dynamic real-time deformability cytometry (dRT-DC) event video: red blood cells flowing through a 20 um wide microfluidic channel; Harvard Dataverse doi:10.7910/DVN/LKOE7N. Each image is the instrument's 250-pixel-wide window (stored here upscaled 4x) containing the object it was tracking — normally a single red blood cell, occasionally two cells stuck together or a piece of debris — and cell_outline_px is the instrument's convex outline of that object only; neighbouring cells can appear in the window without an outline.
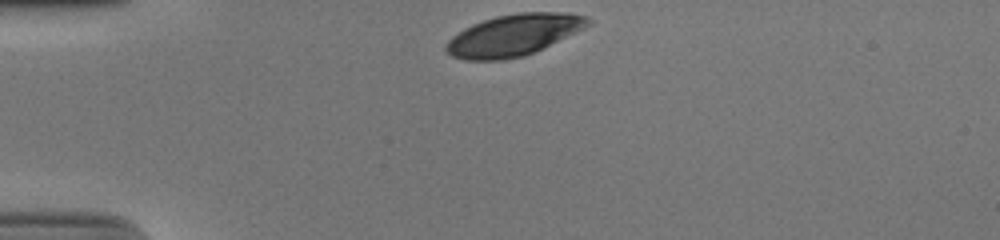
{"species": "human", "species_latin": "Homo sapiens", "temperature_condition": "cold", "stored_images_in_passage": 32, "camera_frame_rate_fps": 3000, "um_per_image_px": 0.085, "donor": {"sex": "male"}, "frame": {"image": 1, "passage_image": 1, "time_ms": 0.0, "image_size_px": [1000, 240], "cell_outline_px": [[592, 24], [584, 28], [524, 56], [504, 60], [464, 60], [452, 56], [444, 48], [444, 44], [452, 36], [464, 28], [472, 24], [496, 16], [520, 12], [568, 12], [588, 16], [592, 20]], "centroid_in_image_um": [43.65, 2.97], "position_along_channel_um": 41.3, "area_um2": 34.28}}
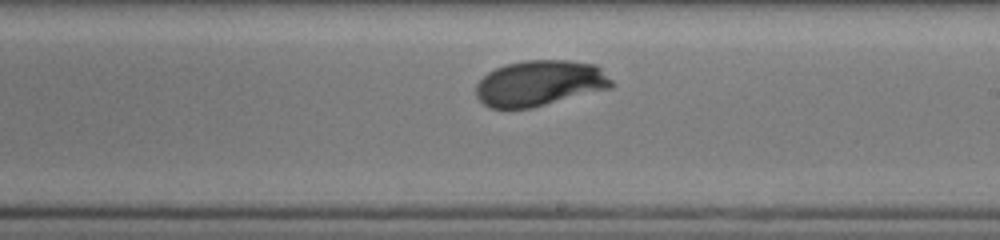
{"frame": {"image": 2, "passage_image": 20, "time_ms": 6.333, "image_size_px": [1000, 240], "cell_outline_px": [[616, 84], [612, 88], [532, 108], [488, 108], [476, 96], [476, 84], [488, 72], [504, 64], [524, 60], [568, 60], [596, 64]], "centroid_in_image_um": [45.9, 7.07], "position_along_channel_um": 243.1, "area_um2": 36.41}}
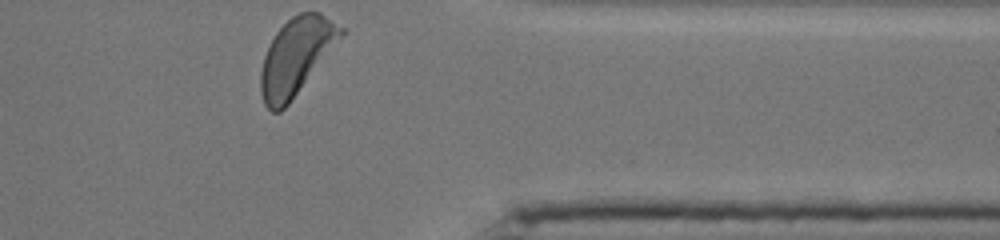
{"frame": {"image": 3, "passage_image": 32, "time_ms": 10.333, "image_size_px": [1000, 240], "cell_outline_px": [[348, 28], [288, 104], [280, 112], [272, 112], [264, 104], [260, 92], [260, 72], [264, 56], [276, 32], [292, 16], [300, 12], [320, 12]], "centroid_in_image_um": [25.17, 4.77], "position_along_channel_um": 386.2, "area_um2": 35.37}, "authors_computed_cell_mechanics": {"area_um2": 35.7204, "velocity_mm_per_s": 3.8002, "shape_relaxation_time_tau1_ms": 2.7461, "shape_relaxation_time_tau2_ms": null, "deformation_change_tau1": 0.1502, "deformation_change_tau2": null}}